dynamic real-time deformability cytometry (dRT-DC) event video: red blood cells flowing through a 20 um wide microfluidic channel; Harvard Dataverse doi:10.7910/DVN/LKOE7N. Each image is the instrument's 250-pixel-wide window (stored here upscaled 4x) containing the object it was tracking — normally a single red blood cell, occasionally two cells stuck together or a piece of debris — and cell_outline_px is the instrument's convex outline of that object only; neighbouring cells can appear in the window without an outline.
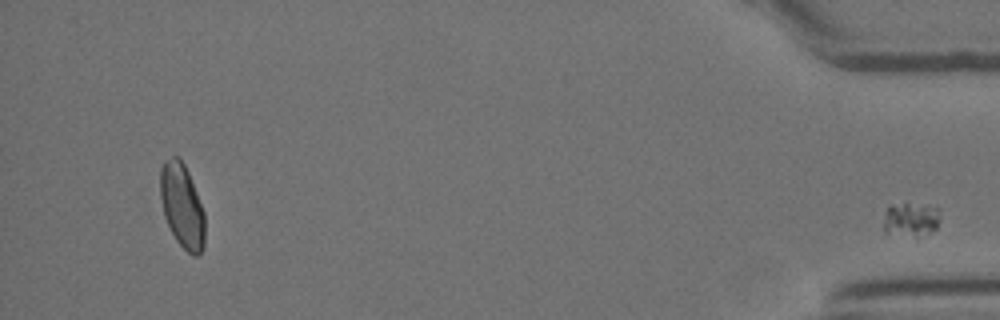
{"species": "Egyptian fruit bat (a non-hibernating species)", "species_latin": "Rousettus aegyptiacus", "temperature_condition": "room temperature", "stored_images_in_passage": 52, "segment_of_instrument_passage": [2, 2], "camera_frame_rate_fps": 3000, "um_per_image_px": 0.085, "animal": {"sex": "female"}, "frame": {"image": 1, "passage_image": 52, "time_ms": 17.0, "image_size_px": [1000, 320], "cell_outline_px": [[940, 208], [936, 228], [928, 232], [884, 232], [884, 220], [888, 208], [892, 204], [908, 204]], "centroid_in_image_um": [77.42, 18.57], "position_along_channel_um": 357.8, "area_um2": 10.0}}